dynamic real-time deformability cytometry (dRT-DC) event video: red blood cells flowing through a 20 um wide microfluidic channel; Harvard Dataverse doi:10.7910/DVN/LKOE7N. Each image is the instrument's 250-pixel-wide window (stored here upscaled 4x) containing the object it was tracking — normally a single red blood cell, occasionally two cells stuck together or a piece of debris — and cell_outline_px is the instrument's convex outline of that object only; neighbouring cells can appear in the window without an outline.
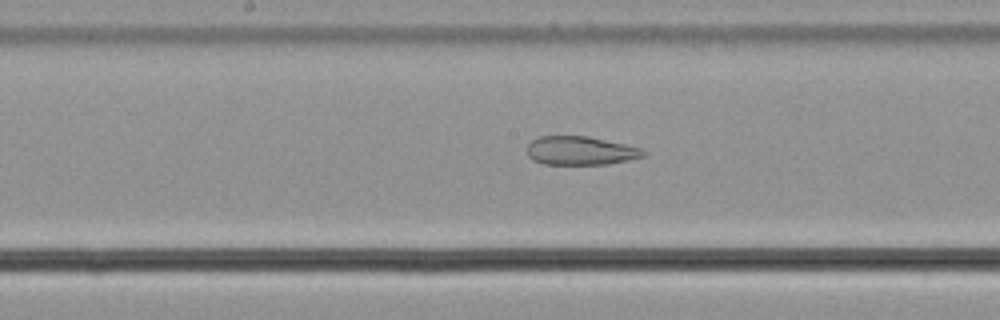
{"species": "common noctule bat (a hibernating species)", "species_latin": "Nyctalus noctula", "temperature_condition": "cold", "stored_images_in_passage": 44, "camera_frame_rate_fps": 3000, "um_per_image_px": 0.085, "animal": {"sex": "male", "body_mass_g": 21.5, "forearm_length_mm": 52.0}, "frame": {"image": 1, "passage_image": 18, "time_ms": 5.667, "image_size_px": [1000, 320], "cell_outline_px": [[648, 152], [644, 156], [628, 160], [608, 164], [544, 164], [532, 160], [528, 156], [528, 144], [532, 140], [540, 136], [588, 136], [624, 144], [640, 148]], "centroid_in_image_um": [49.34, 12.81], "position_along_channel_um": 198.9, "area_um2": 19.36}}
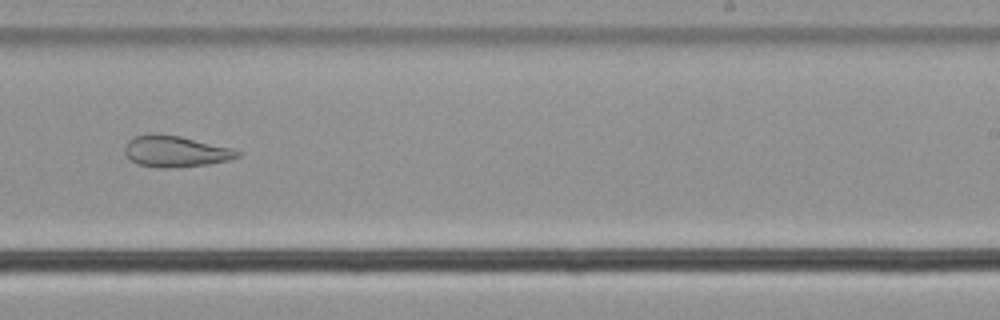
{"frame": {"image": 2, "passage_image": 24, "time_ms": 7.667, "image_size_px": [1000, 320], "cell_outline_px": [[240, 156], [228, 160], [208, 164], [168, 168], [160, 168], [140, 164], [132, 160], [124, 152], [124, 148], [128, 140], [136, 136], [152, 132], [156, 132], [180, 136], [232, 148], [240, 152]], "centroid_in_image_um": [14.9, 12.85], "position_along_channel_um": 274.1, "area_um2": 20.46}}
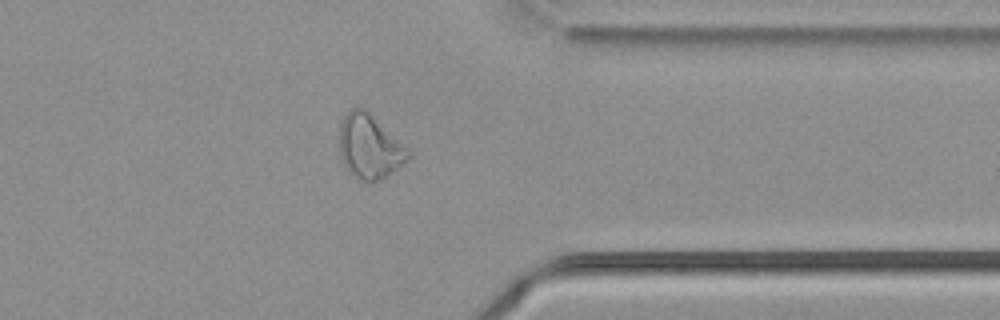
{"frame": {"image": 3, "passage_image": 33, "time_ms": 10.667, "image_size_px": [1000, 320], "cell_outline_px": [[412, 156], [408, 160], [384, 176], [376, 180], [356, 180], [352, 176], [344, 164], [340, 152], [340, 120], [352, 108], [364, 108]], "centroid_in_image_um": [31.34, 12.47], "position_along_channel_um": 380.1, "area_um2": 24.51}, "authors_computed_cell_mechanics": {"area_um2": 25.143, "velocity_mm_per_s": 3.7746, "shape_relaxation_time_tau1_ms": null, "shape_relaxation_time_tau2_ms": 2.9159, "deformation_change_tau1": null, "deformation_change_tau2": 0.1031}}